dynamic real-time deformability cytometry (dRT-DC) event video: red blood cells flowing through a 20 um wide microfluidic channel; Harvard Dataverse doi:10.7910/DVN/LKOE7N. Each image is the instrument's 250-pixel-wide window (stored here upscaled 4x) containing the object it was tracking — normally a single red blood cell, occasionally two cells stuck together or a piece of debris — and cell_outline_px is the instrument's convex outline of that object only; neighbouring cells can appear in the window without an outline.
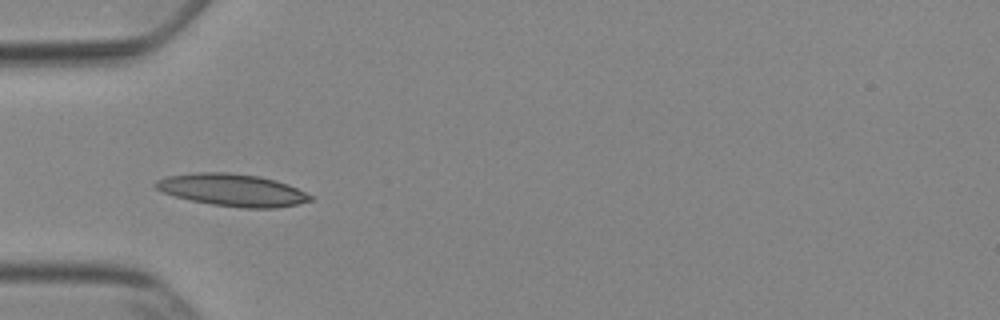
{"species": "Egyptian fruit bat (a non-hibernating species)", "species_latin": "Rousettus aegyptiacus", "temperature_condition": "cold", "stored_images_in_passage": 47, "camera_frame_rate_fps": 3000, "um_per_image_px": 0.085, "animal": {"sex": "female"}, "frame": {"image": 1, "passage_image": 12, "time_ms": 3.667, "image_size_px": [1000, 320], "cell_outline_px": [[312, 200], [296, 204], [276, 208], [244, 208], [212, 204], [192, 200], [176, 196], [164, 192], [156, 188], [152, 184], [156, 180], [168, 176], [196, 172], [228, 172], [260, 176], [276, 180], [288, 184], [312, 196]], "centroid_in_image_um": [19.74, 16.14], "position_along_channel_um": 65.3, "area_um2": 28.9}}
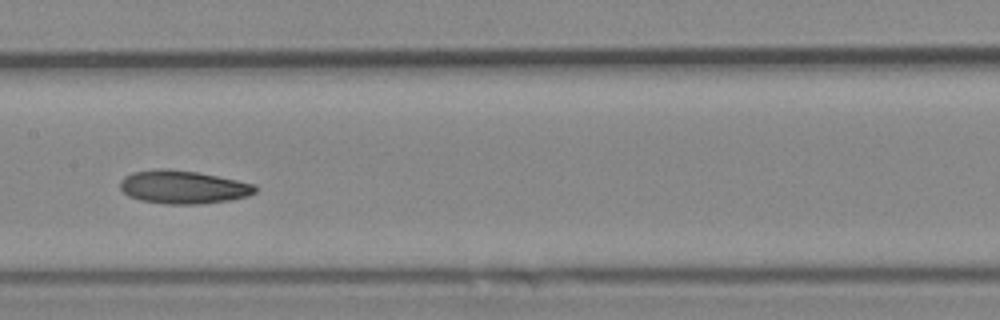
{"frame": {"image": 2, "passage_image": 22, "time_ms": 7.0, "image_size_px": [1000, 320], "cell_outline_px": [[260, 188], [256, 192], [248, 196], [228, 200], [200, 204], [164, 204], [140, 200], [128, 196], [120, 188], [120, 180], [124, 176], [132, 172], [160, 168], [164, 168], [196, 172], [256, 184]], "centroid_in_image_um": [15.56, 15.9], "position_along_channel_um": 191.8, "area_um2": 26.24}}
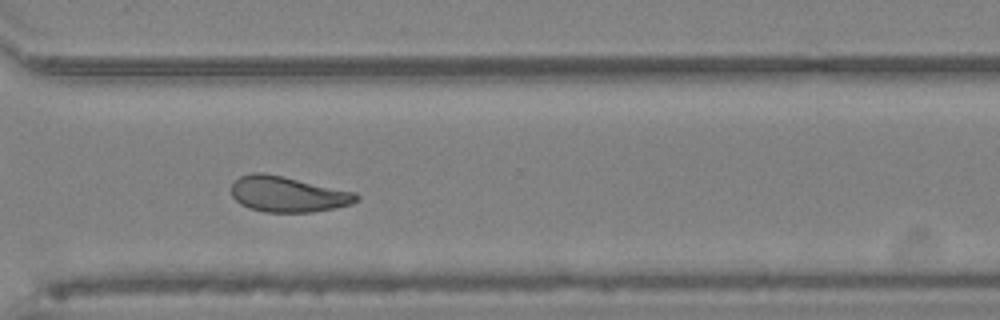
{"frame": {"image": 3, "passage_image": 34, "time_ms": 11.0, "image_size_px": [1000, 320], "cell_outline_px": [[360, 196], [352, 204], [336, 208], [312, 212], [264, 212], [248, 208], [240, 204], [232, 196], [232, 184], [240, 176], [252, 172], [264, 172], [284, 176], [356, 192]], "centroid_in_image_um": [24.47, 16.5], "position_along_channel_um": 346.1, "area_um2": 26.18}, "authors_computed_cell_mechanics": {"area_um2": 26.2412, "velocity_mm_per_s": 3.8592, "shape_relaxation_time_tau1_ms": 10.322, "shape_relaxation_time_tau2_ms": 5.7779, "deformation_change_tau1": 0.1988, "deformation_change_tau2": 0.1214}}